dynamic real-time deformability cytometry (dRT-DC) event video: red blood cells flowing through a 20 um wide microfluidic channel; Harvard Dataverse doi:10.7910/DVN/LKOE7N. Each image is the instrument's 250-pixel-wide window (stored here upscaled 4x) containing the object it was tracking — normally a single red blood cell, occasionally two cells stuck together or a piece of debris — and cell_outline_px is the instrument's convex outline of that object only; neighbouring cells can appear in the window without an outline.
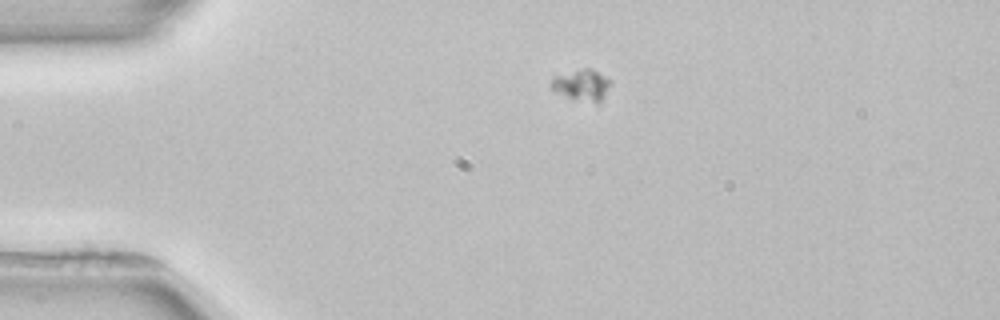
{"species": "common noctule bat (a hibernating species)", "species_latin": "Nyctalus noctula", "temperature_condition": "room temperature", "stored_images_in_passage": 4, "camera_frame_rate_fps": 3000, "um_per_image_px": 0.085, "animal": {"sex": "female", "body_mass_g": 22.7, "forearm_length_mm": 54.2}, "frame": {"image": 1, "passage_image": 3, "time_ms": 3.0, "image_size_px": [1000, 320], "cell_outline_px": [[612, 84], [600, 104], [596, 104], [568, 96], [552, 88], [552, 76], [584, 68], [592, 68], [612, 80]], "centroid_in_image_um": [49.55, 7.21], "position_along_channel_um": 35.4, "area_um2": 10.75}}